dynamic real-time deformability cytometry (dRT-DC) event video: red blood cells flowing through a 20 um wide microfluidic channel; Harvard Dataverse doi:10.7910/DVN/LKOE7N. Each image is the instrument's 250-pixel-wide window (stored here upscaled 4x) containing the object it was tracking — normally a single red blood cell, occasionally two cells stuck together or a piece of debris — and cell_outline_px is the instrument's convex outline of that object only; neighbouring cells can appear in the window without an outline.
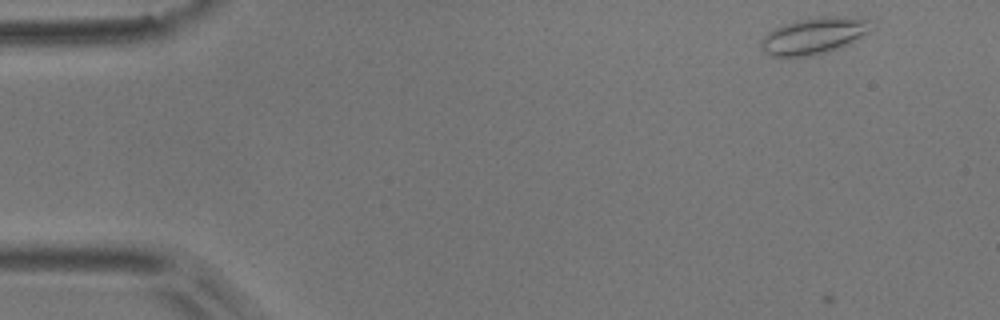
{"species": "common noctule bat (a hibernating species)", "species_latin": "Nyctalus noctula", "temperature_condition": "room temperature", "stored_images_in_passage": 4, "camera_frame_rate_fps": 3000, "um_per_image_px": 0.085, "animal": {"sex": "male", "body_mass_g": 17.9}, "frame": {"image": 1, "passage_image": 1, "time_ms": 0.0, "image_size_px": [1000, 320], "cell_outline_px": [[876, 28], [828, 52], [812, 56], [772, 56], [764, 52], [760, 44], [760, 40], [768, 32], [784, 24], [796, 20], [820, 16], [860, 16], [872, 20], [876, 24]], "centroid_in_image_um": [69.24, 3.0], "position_along_channel_um": 15.8, "area_um2": 23.64}}